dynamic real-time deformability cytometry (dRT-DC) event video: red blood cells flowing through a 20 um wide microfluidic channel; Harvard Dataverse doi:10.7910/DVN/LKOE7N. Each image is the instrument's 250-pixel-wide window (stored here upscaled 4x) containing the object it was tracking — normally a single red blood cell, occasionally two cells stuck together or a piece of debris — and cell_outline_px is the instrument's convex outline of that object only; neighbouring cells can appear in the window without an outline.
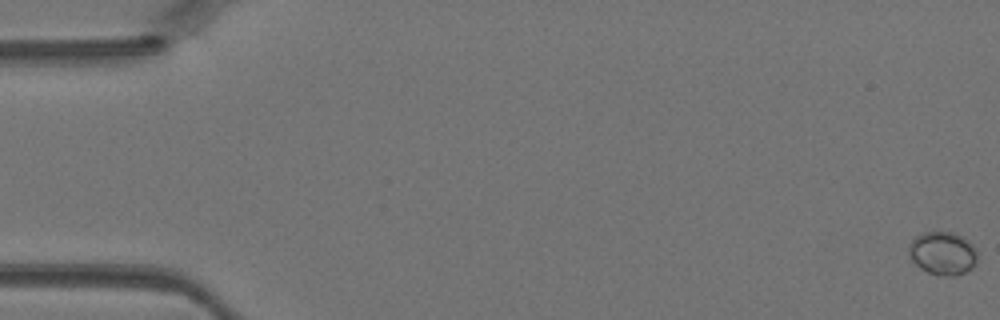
{"species": "Egyptian fruit bat (a non-hibernating species)", "species_latin": "Rousettus aegyptiacus", "temperature_condition": "warm", "stored_images_in_passage": 47, "camera_frame_rate_fps": 3000, "um_per_image_px": 0.085, "animal": {"sex": "female"}, "frame": {"image": 1, "passage_image": 1, "time_ms": 0.0, "image_size_px": [1000, 320], "cell_outline_px": [[976, 260], [972, 268], [956, 276], [940, 276], [928, 272], [920, 268], [912, 260], [908, 252], [908, 248], [912, 240], [916, 236], [924, 232], [956, 232], [968, 240], [972, 244], [976, 252]], "centroid_in_image_um": [80.12, 21.52], "position_along_channel_um": 4.9, "area_um2": 17.28}}
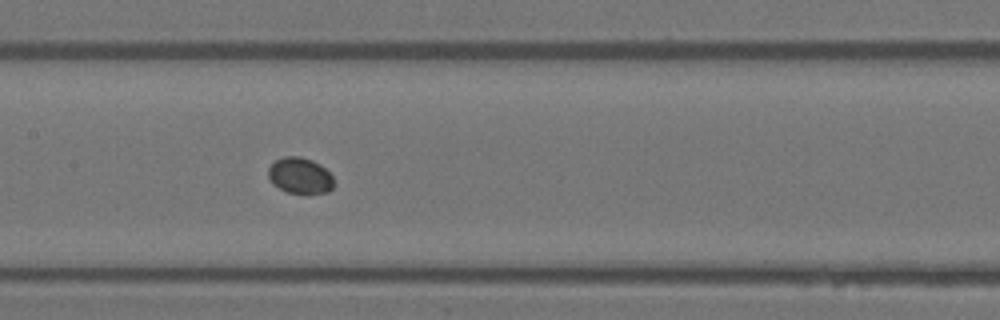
{"frame": {"image": 2, "passage_image": 23, "time_ms": 7.333, "image_size_px": [1000, 320], "cell_outline_px": [[332, 188], [328, 192], [308, 196], [288, 192], [272, 184], [268, 176], [268, 168], [276, 160], [284, 156], [300, 156], [312, 160], [320, 164], [332, 176]], "centroid_in_image_um": [25.5, 14.96], "position_along_channel_um": 181.9, "area_um2": 14.05}}
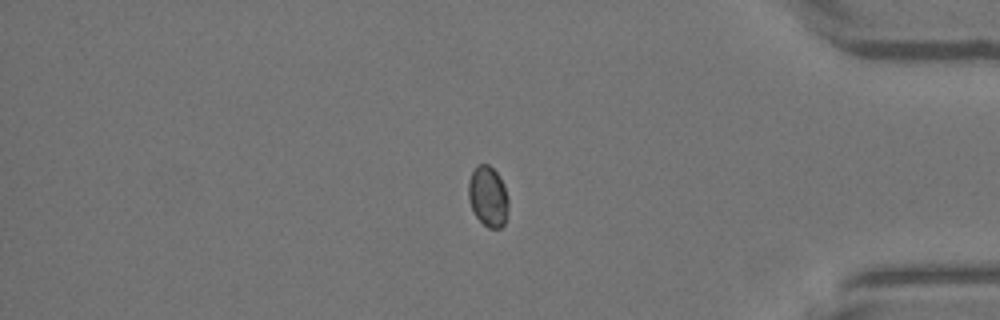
{"frame": {"image": 3, "passage_image": 39, "time_ms": 12.667, "image_size_px": [1000, 320], "cell_outline_px": [[508, 212], [504, 224], [500, 228], [488, 228], [476, 216], [472, 208], [468, 196], [468, 180], [476, 164], [488, 164], [500, 176], [504, 184], [508, 196]], "centroid_in_image_um": [41.49, 16.68], "position_along_channel_um": 393.7, "area_um2": 14.22}}